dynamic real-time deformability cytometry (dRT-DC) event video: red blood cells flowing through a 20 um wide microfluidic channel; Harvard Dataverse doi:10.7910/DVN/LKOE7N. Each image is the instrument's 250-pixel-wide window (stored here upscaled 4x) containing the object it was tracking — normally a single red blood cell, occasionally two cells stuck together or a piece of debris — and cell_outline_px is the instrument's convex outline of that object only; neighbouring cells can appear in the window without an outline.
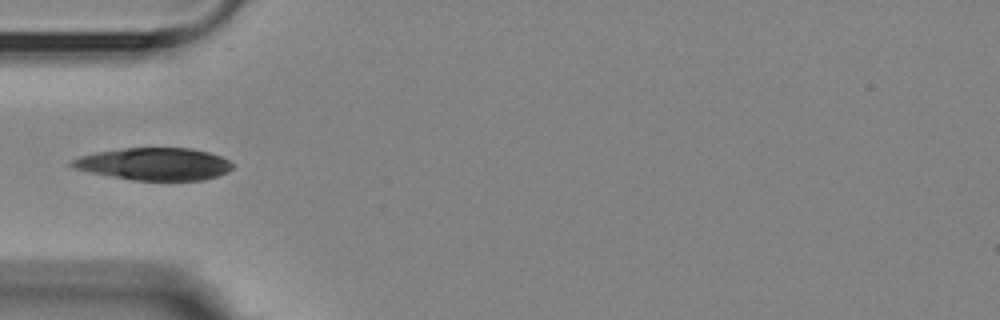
{"species": "Egyptian fruit bat (a non-hibernating species)", "species_latin": "Rousettus aegyptiacus", "temperature_condition": "room temperature", "stored_images_in_passage": 3, "camera_frame_rate_fps": 3000, "um_per_image_px": 0.085, "animal": {"sex": "female"}, "frame": {"image": 1, "passage_image": 3, "time_ms": 2.333, "image_size_px": [1000, 320], "cell_outline_px": [[232, 168], [228, 172], [204, 180], [132, 180], [72, 168], [68, 164], [68, 160], [80, 156], [96, 152], [124, 148], [192, 148], [208, 152], [220, 156], [228, 160], [232, 164]], "centroid_in_image_um": [13.08, 13.93], "position_along_channel_um": 71.9, "area_um2": 30.23}}